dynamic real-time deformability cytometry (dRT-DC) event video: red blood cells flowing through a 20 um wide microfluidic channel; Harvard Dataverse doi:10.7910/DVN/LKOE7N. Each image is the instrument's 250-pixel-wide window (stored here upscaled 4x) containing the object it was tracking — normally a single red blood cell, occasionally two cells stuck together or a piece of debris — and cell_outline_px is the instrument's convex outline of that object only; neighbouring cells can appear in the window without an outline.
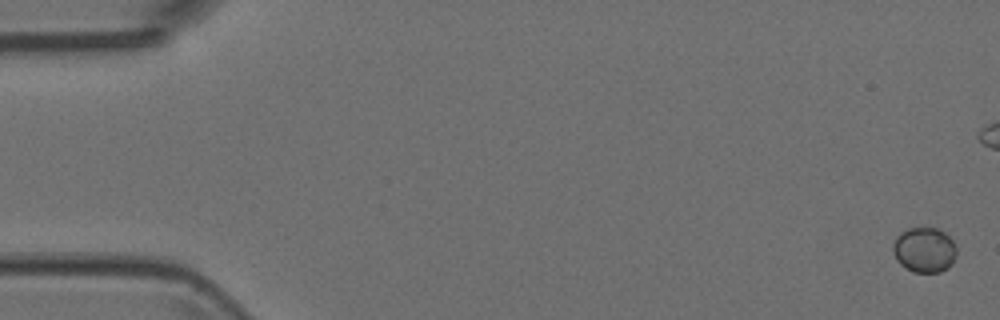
{"species": "Egyptian fruit bat (a non-hibernating species)", "species_latin": "Rousettus aegyptiacus", "temperature_condition": "room temperature", "stored_images_in_passage": 6, "camera_frame_rate_fps": 3000, "um_per_image_px": 0.085, "animal": {"sex": "female"}, "frame": {"image": 1, "passage_image": 1, "time_ms": 0.0, "image_size_px": [1000, 320], "cell_outline_px": [[956, 256], [952, 264], [948, 268], [940, 272], [912, 272], [904, 268], [896, 260], [892, 252], [892, 244], [896, 236], [900, 232], [908, 228], [936, 228], [944, 232], [952, 240], [956, 248]], "centroid_in_image_um": [78.54, 21.25], "position_along_channel_um": 6.5, "area_um2": 16.99}}